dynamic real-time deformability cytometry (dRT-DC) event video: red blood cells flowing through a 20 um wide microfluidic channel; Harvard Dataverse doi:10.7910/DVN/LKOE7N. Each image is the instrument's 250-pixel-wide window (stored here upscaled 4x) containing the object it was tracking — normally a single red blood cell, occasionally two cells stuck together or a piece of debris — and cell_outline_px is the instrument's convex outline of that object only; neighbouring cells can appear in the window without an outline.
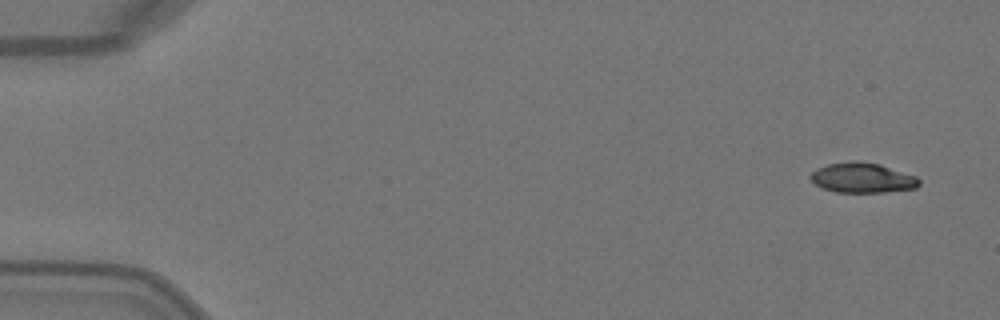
{"species": "Egyptian fruit bat (a non-hibernating species)", "species_latin": "Rousettus aegyptiacus", "temperature_condition": "warm", "stored_images_in_passage": 6, "camera_frame_rate_fps": 3000, "um_per_image_px": 0.085, "animal": {"sex": "female"}, "frame": {"image": 1, "passage_image": 1, "time_ms": 0.0, "image_size_px": [1000, 320], "cell_outline_px": [[920, 184], [916, 188], [884, 192], [836, 192], [824, 188], [816, 184], [808, 176], [816, 168], [828, 164], [848, 160], [856, 160], [880, 164], [916, 176], [920, 180]], "centroid_in_image_um": [73.3, 15.1], "position_along_channel_um": 11.7, "area_um2": 19.07}}
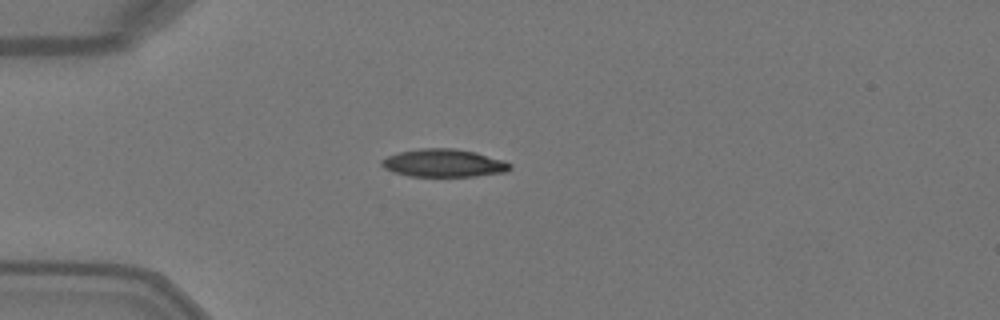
{"frame": {"image": 2, "passage_image": 4, "time_ms": 1.0, "image_size_px": [1000, 320], "cell_outline_px": [[512, 168], [504, 172], [476, 176], [408, 176], [392, 172], [384, 168], [380, 164], [380, 160], [388, 156], [400, 152], [420, 148], [452, 148], [476, 152], [504, 160], [512, 164]], "centroid_in_image_um": [37.71, 13.86], "position_along_channel_um": 47.3, "area_um2": 20.92}}
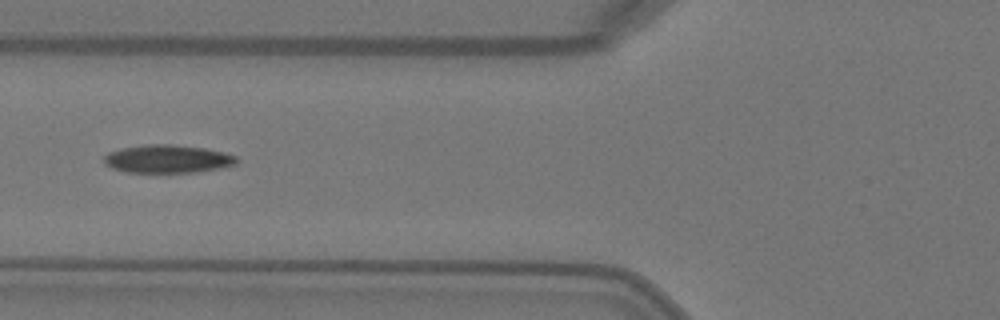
{"frame": {"image": 3, "passage_image": 6, "time_ms": 1.667, "image_size_px": [1000, 320], "cell_outline_px": [[240, 160], [236, 164], [220, 168], [196, 172], [124, 172], [112, 168], [104, 164], [104, 156], [108, 152], [124, 148], [144, 144], [172, 144], [204, 148], [224, 152], [236, 156]], "centroid_in_image_um": [14.25, 13.5], "position_along_channel_um": 111.5, "area_um2": 21.79}}